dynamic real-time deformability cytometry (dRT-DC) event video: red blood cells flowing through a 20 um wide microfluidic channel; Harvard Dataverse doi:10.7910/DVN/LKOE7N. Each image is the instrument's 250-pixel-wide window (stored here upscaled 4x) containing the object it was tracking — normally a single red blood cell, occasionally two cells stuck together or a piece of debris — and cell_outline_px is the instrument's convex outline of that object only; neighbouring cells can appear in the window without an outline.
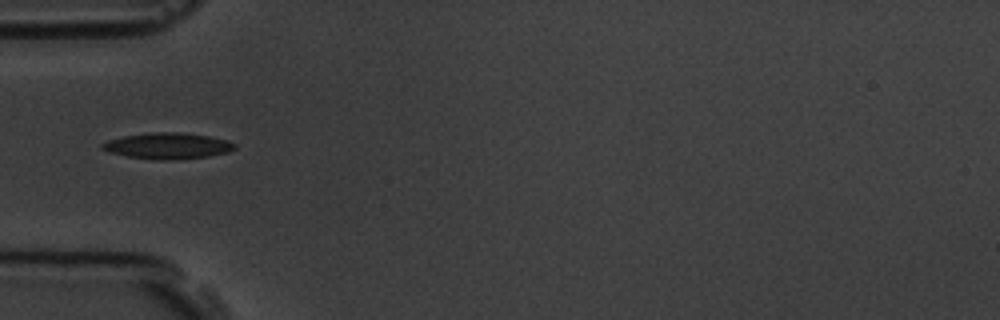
{"species": "common noctule bat (a hibernating species)", "species_latin": "Nyctalus noctula", "temperature_condition": "room temperature", "stored_images_in_passage": 5, "camera_frame_rate_fps": 3000, "um_per_image_px": 0.085, "animal": {"sex": "male", "body_mass_g": 19.5, "forearm_length_mm": 54.6}, "frame": {"image": 1, "passage_image": 2, "time_ms": 1.333, "image_size_px": [1000, 320], "cell_outline_px": [[236, 148], [228, 152], [208, 156], [172, 160], [156, 160], [128, 156], [108, 152], [100, 148], [100, 144], [108, 140], [124, 136], [148, 132], [184, 132], [208, 136], [228, 140], [236, 144]], "centroid_in_image_um": [14.24, 12.39], "position_along_channel_um": 70.8, "area_um2": 20.29}}
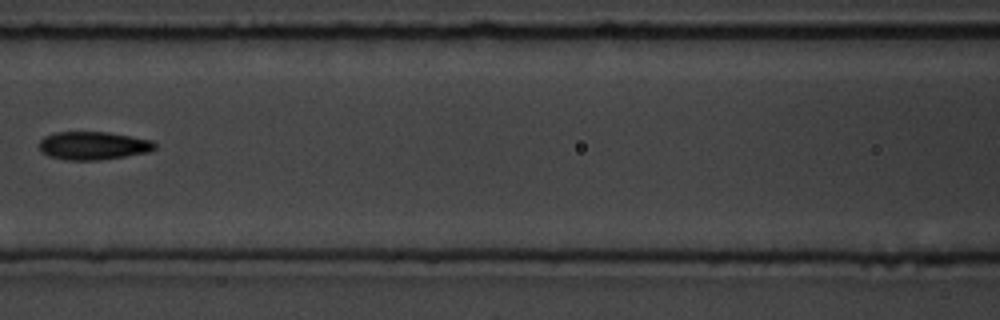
{"frame": {"image": 2, "passage_image": 4, "time_ms": 3.667, "image_size_px": [1000, 320], "cell_outline_px": [[156, 148], [148, 152], [124, 156], [96, 160], [68, 160], [52, 156], [44, 152], [40, 148], [40, 140], [44, 136], [56, 132], [108, 132], [152, 140], [156, 144]], "centroid_in_image_um": [7.95, 12.37], "position_along_channel_um": 158.7, "area_um2": 18.67}}
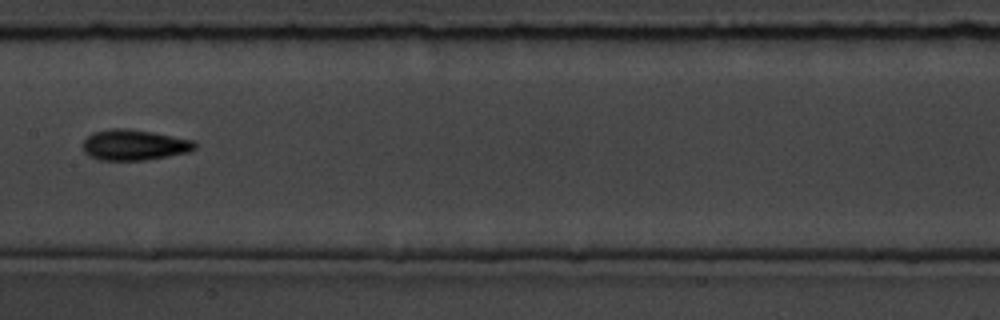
{"frame": {"image": 3, "passage_image": 5, "time_ms": 4.667, "image_size_px": [1000, 320], "cell_outline_px": [[196, 148], [188, 152], [168, 156], [144, 160], [100, 160], [88, 156], [84, 152], [84, 140], [92, 132], [112, 128], [128, 128], [152, 132], [192, 140], [196, 144]], "centroid_in_image_um": [11.38, 12.32], "position_along_channel_um": 196.0, "area_um2": 19.94}}